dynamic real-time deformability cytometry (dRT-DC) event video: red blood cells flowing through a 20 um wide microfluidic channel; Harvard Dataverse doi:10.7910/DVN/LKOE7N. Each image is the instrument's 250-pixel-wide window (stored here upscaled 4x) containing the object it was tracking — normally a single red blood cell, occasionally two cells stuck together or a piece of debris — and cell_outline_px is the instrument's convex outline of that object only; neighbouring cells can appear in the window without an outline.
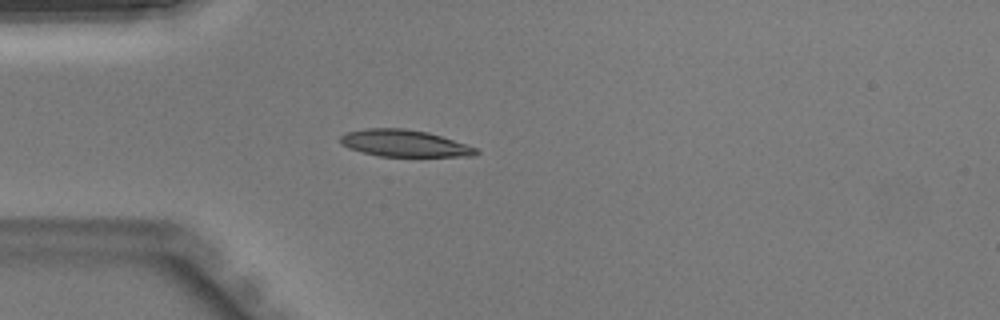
{"species": "Egyptian fruit bat (a non-hibernating species)", "species_latin": "Rousettus aegyptiacus", "temperature_condition": "warm", "stored_images_in_passage": 30, "camera_frame_rate_fps": 3000, "um_per_image_px": 0.085, "animal": {"sex": "male"}, "frame": {"image": 1, "passage_image": 8, "time_ms": 2.333, "image_size_px": [1000, 320], "cell_outline_px": [[480, 152], [476, 156], [380, 156], [348, 148], [340, 144], [340, 136], [348, 132], [368, 128], [404, 128], [428, 132], [476, 148]], "centroid_in_image_um": [34.35, 12.18], "position_along_channel_um": 50.6, "area_um2": 20.98}}
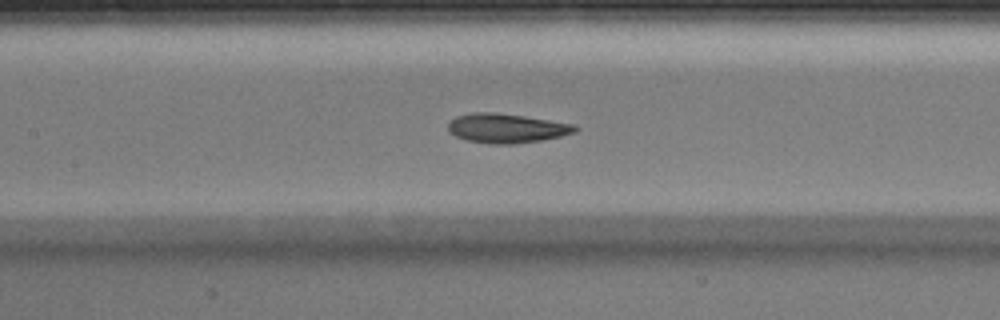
{"frame": {"image": 2, "passage_image": 16, "time_ms": 5.0, "image_size_px": [1000, 320], "cell_outline_px": [[580, 128], [576, 132], [560, 136], [540, 140], [512, 144], [492, 144], [468, 140], [456, 136], [448, 132], [448, 124], [456, 116], [472, 112], [496, 112], [524, 116], [572, 124]], "centroid_in_image_um": [43.03, 10.89], "position_along_channel_um": 164.4, "area_um2": 21.56}}
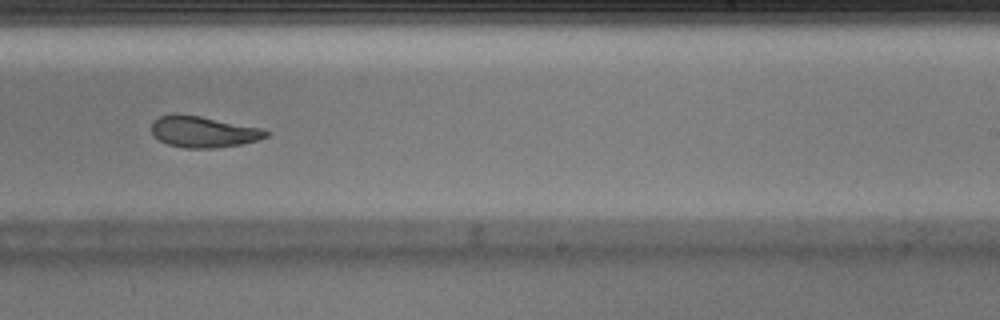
{"frame": {"image": 3, "passage_image": 23, "time_ms": 7.333, "image_size_px": [1000, 320], "cell_outline_px": [[268, 136], [256, 140], [240, 144], [212, 148], [184, 148], [168, 144], [160, 140], [152, 132], [152, 124], [160, 116], [172, 112], [176, 112], [200, 116], [264, 128], [268, 132]], "centroid_in_image_um": [17.28, 11.18], "position_along_channel_um": 271.7, "area_um2": 20.81}}